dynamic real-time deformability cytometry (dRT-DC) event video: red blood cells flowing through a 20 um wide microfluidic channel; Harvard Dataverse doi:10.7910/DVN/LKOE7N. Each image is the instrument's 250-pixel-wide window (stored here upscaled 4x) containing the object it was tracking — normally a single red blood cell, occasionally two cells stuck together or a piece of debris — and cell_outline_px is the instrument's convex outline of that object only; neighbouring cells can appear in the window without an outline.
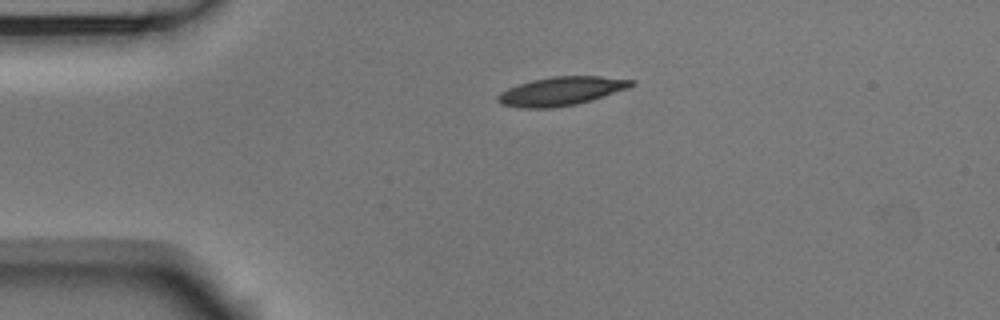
{"species": "Egyptian fruit bat (a non-hibernating species)", "species_latin": "Rousettus aegyptiacus", "temperature_condition": "room temperature", "stored_images_in_passage": 43, "camera_frame_rate_fps": 3000, "um_per_image_px": 0.085, "animal": {"sex": "male"}, "frame": {"image": 1, "passage_image": 1, "time_ms": 0.0, "image_size_px": [1000, 320], "cell_outline_px": [[636, 84], [628, 88], [592, 100], [576, 104], [552, 108], [520, 108], [500, 104], [496, 100], [496, 96], [500, 92], [508, 88], [532, 80], [552, 76], [600, 76], [636, 80]], "centroid_in_image_um": [47.7, 7.75], "position_along_channel_um": 37.3, "area_um2": 22.43}}
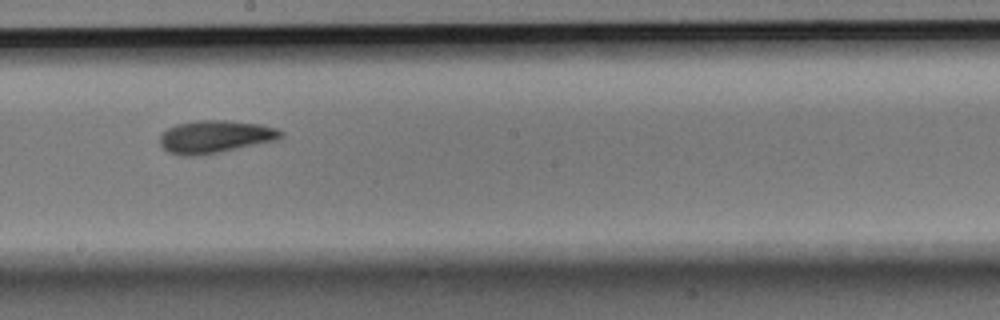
{"frame": {"image": 2, "passage_image": 19, "time_ms": 6.0, "image_size_px": [1000, 320], "cell_outline_px": [[284, 136], [276, 140], [216, 152], [192, 156], [184, 156], [168, 152], [160, 144], [160, 136], [168, 128], [176, 124], [196, 120], [224, 120], [260, 124], [276, 128], [284, 132]], "centroid_in_image_um": [18.28, 11.6], "position_along_channel_um": 229.9, "area_um2": 22.72}}
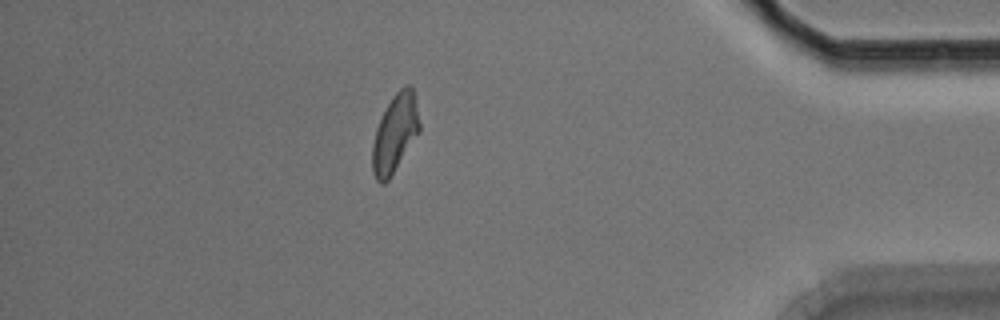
{"frame": {"image": 3, "passage_image": 36, "time_ms": 11.667, "image_size_px": [1000, 320], "cell_outline_px": [[420, 132], [388, 180], [384, 184], [380, 184], [376, 180], [372, 172], [372, 144], [376, 128], [392, 96], [400, 88], [408, 84], [412, 88], [420, 124]], "centroid_in_image_um": [33.56, 11.38], "position_along_channel_um": 401.6, "area_um2": 21.21}, "authors_computed_cell_mechanics": {"area_um2": 21.7906, "velocity_mm_per_s": 3.7372, "shape_relaxation_time_tau1_ms": 7.0741, "shape_relaxation_time_tau2_ms": 4.0438, "deformation_change_tau1": 0.1729, "deformation_change_tau2": 0.1084}}